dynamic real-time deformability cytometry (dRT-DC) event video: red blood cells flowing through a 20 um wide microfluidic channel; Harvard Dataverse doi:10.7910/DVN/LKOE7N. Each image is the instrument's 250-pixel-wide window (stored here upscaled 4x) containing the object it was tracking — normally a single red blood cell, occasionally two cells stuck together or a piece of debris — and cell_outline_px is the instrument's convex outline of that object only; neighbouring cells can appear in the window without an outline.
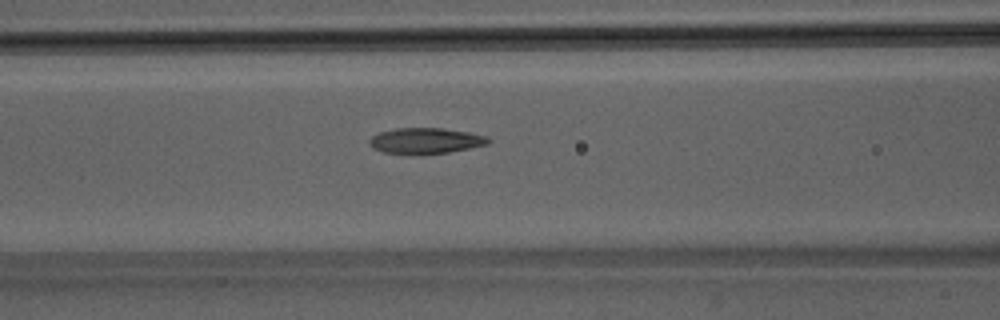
{"species": "Egyptian fruit bat (a non-hibernating species)", "species_latin": "Rousettus aegyptiacus", "temperature_condition": "room temperature", "stored_images_in_passage": 41, "camera_frame_rate_fps": 3000, "um_per_image_px": 0.085, "animal": {"sex": "male"}, "frame": {"image": 1, "passage_image": 12, "time_ms": 3.667, "image_size_px": [1000, 320], "cell_outline_px": [[492, 140], [488, 144], [448, 152], [384, 152], [372, 148], [368, 144], [368, 140], [372, 136], [380, 132], [396, 128], [444, 128], [468, 132], [488, 136]], "centroid_in_image_um": [36.19, 11.92], "position_along_channel_um": 130.4, "area_um2": 17.34}}
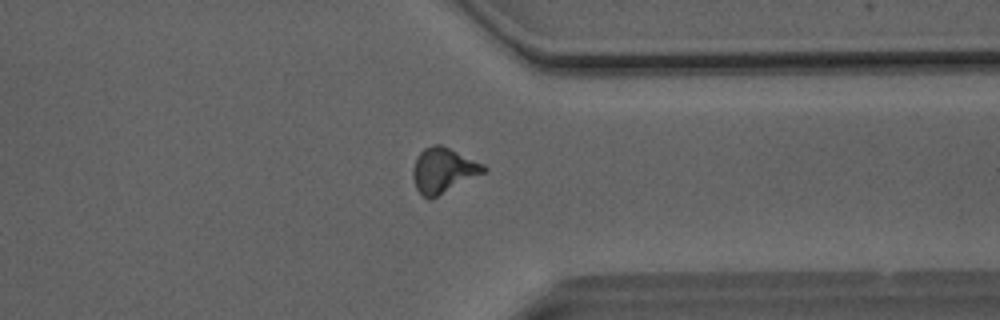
{"frame": {"image": 2, "passage_image": 30, "time_ms": 9.667, "image_size_px": [1000, 320], "cell_outline_px": [[488, 168], [484, 172], [432, 200], [428, 200], [416, 188], [412, 176], [412, 168], [416, 156], [424, 148], [436, 144], [440, 144], [484, 164]], "centroid_in_image_um": [37.65, 14.49], "position_along_channel_um": 373.8, "area_um2": 18.61}}
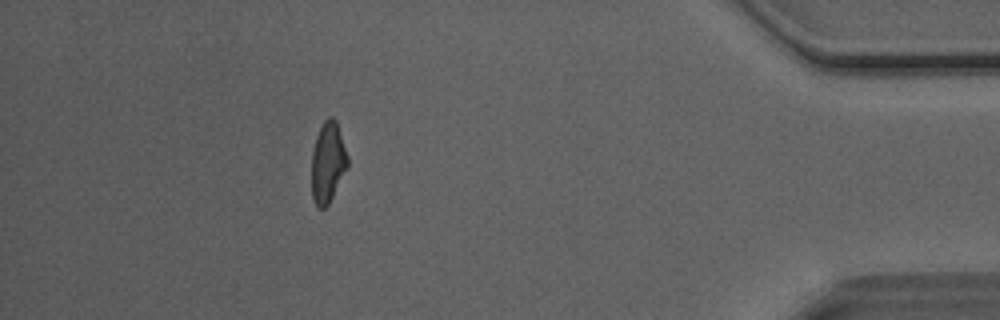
{"frame": {"image": 3, "passage_image": 36, "time_ms": 11.667, "image_size_px": [1000, 320], "cell_outline_px": [[348, 164], [328, 204], [324, 208], [316, 208], [312, 200], [312, 152], [316, 136], [324, 120], [328, 116], [332, 116], [336, 120], [348, 156]], "centroid_in_image_um": [27.84, 13.79], "position_along_channel_um": 407.4, "area_um2": 16.76}, "authors_computed_cell_mechanics": {"area_um2": 17.6868, "velocity_mm_per_s": 4.1012, "shape_relaxation_time_tau1_ms": 10.996, "shape_relaxation_time_tau2_ms": 2.3043, "deformation_change_tau1": 0.2717, "deformation_change_tau2": 0.1075}}